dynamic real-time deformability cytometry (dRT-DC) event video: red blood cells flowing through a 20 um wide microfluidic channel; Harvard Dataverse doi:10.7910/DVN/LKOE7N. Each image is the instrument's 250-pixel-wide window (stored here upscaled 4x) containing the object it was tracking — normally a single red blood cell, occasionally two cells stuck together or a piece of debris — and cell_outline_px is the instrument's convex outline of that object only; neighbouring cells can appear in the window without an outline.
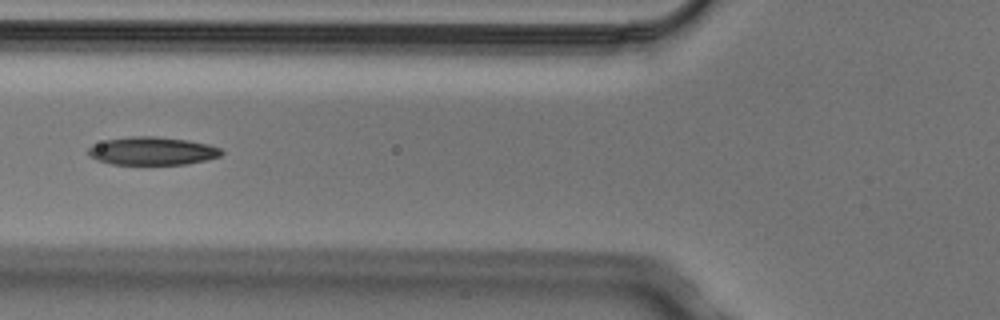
{"species": "Egyptian fruit bat (a non-hibernating species)", "species_latin": "Rousettus aegyptiacus", "temperature_condition": "cold", "stored_images_in_passage": 4, "camera_frame_rate_fps": 3000, "um_per_image_px": 0.085, "animal": {"sex": "male"}, "frame": {"image": 1, "passage_image": 4, "time_ms": 1.0, "image_size_px": [1000, 320], "cell_outline_px": [[224, 152], [220, 156], [188, 164], [112, 164], [96, 160], [88, 156], [88, 148], [92, 144], [104, 140], [128, 136], [156, 136], [188, 140], [208, 144], [220, 148]], "centroid_in_image_um": [12.9, 12.82], "position_along_channel_um": 112.9, "area_um2": 21.96}}